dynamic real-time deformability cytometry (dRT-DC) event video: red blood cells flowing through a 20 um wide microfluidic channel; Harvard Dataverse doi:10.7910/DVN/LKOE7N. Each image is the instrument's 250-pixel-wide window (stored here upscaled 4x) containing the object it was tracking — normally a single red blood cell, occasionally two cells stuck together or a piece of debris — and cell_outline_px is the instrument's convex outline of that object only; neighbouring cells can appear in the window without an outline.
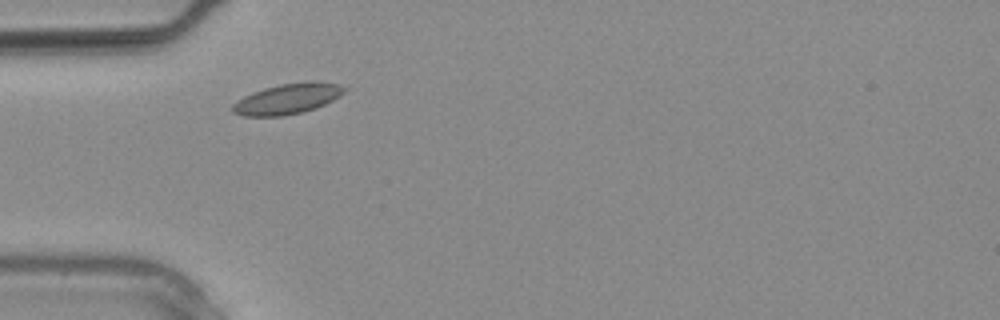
{"species": "common noctule bat (a hibernating species)", "species_latin": "Nyctalus noctula", "temperature_condition": "warm", "stored_images_in_passage": 1, "camera_frame_rate_fps": 3000, "um_per_image_px": 0.085, "animal": {"sex": "male", "body_mass_g": 20.4}, "frame": {"image": 1, "passage_image": 1, "time_ms": 0.0, "image_size_px": [1000, 320], "cell_outline_px": [[348, 88], [344, 92], [332, 100], [316, 108], [304, 112], [284, 116], [244, 116], [232, 112], [232, 104], [236, 100], [252, 92], [264, 88], [280, 84], [308, 80], [316, 80], [340, 84]], "centroid_in_image_um": [24.45, 8.38], "position_along_channel_um": 60.6, "area_um2": 20.17}}